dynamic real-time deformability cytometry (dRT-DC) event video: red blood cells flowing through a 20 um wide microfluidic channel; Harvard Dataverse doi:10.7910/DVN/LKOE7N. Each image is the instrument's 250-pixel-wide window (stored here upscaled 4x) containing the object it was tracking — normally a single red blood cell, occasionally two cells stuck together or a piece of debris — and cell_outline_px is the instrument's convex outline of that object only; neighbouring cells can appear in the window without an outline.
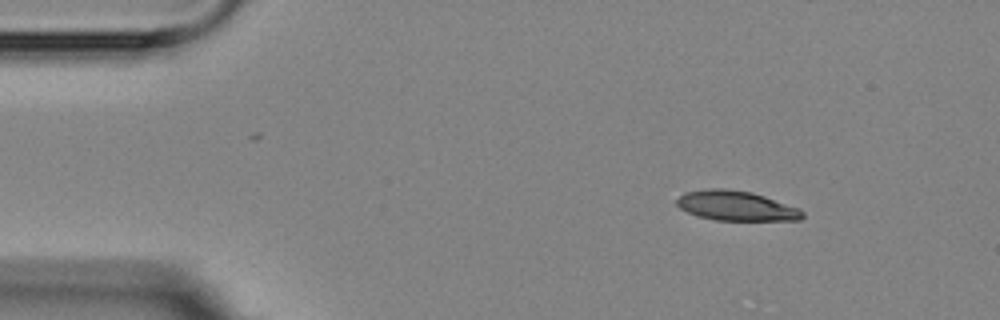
{"species": "Egyptian fruit bat (a non-hibernating species)", "species_latin": "Rousettus aegyptiacus", "temperature_condition": "room temperature", "stored_images_in_passage": 6, "camera_frame_rate_fps": 3000, "um_per_image_px": 0.085, "animal": {"sex": "female"}, "frame": {"image": 1, "passage_image": 1, "time_ms": 0.0, "image_size_px": [1000, 320], "cell_outline_px": [[804, 216], [800, 220], [716, 220], [696, 216], [680, 208], [676, 204], [676, 200], [684, 192], [708, 188], [724, 188], [752, 192], [800, 208], [804, 212]], "centroid_in_image_um": [62.57, 17.49], "position_along_channel_um": 22.4, "area_um2": 21.91}}
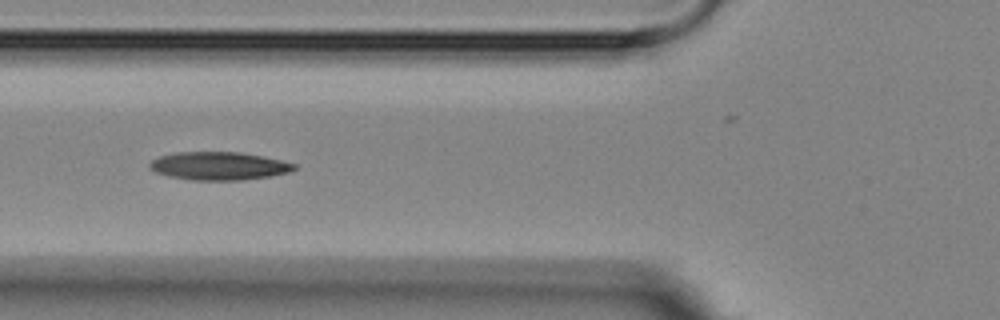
{"frame": {"image": 2, "passage_image": 4, "time_ms": 4.333, "image_size_px": [1000, 320], "cell_outline_px": [[296, 168], [288, 172], [272, 176], [240, 180], [192, 180], [168, 176], [156, 172], [148, 168], [148, 164], [152, 160], [160, 156], [172, 152], [240, 152], [280, 160], [296, 164]], "centroid_in_image_um": [18.56, 14.1], "position_along_channel_um": 107.2, "area_um2": 23.64}}
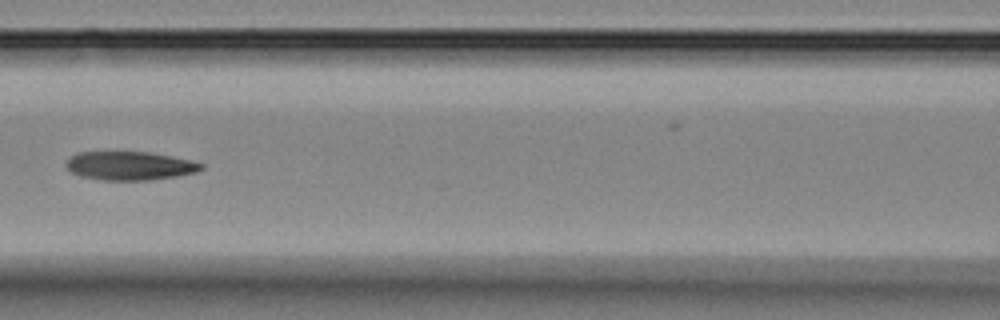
{"frame": {"image": 3, "passage_image": 5, "time_ms": 5.667, "image_size_px": [1000, 320], "cell_outline_px": [[204, 168], [196, 172], [176, 176], [152, 180], [100, 180], [80, 176], [72, 172], [64, 164], [76, 152], [148, 152], [172, 156], [192, 160], [204, 164]], "centroid_in_image_um": [11.05, 14.09], "position_along_channel_um": 155.6, "area_um2": 22.6}}